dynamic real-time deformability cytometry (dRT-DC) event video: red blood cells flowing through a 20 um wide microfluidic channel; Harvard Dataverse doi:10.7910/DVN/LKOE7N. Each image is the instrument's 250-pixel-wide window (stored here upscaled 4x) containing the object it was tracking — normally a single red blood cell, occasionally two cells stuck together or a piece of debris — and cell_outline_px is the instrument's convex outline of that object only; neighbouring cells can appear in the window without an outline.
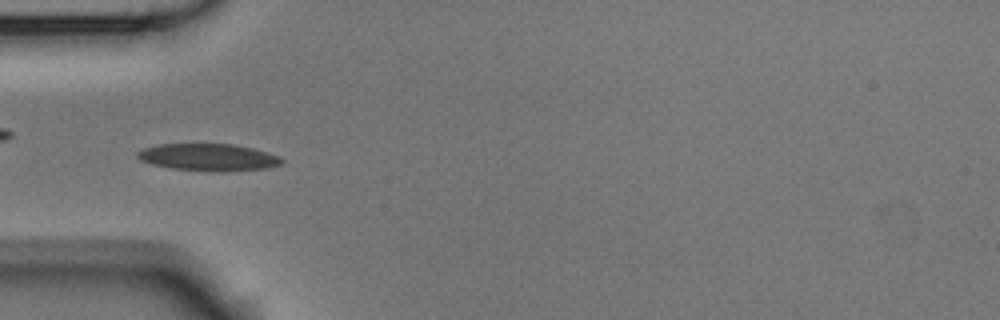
{"species": "Egyptian fruit bat (a non-hibernating species)", "species_latin": "Rousettus aegyptiacus", "temperature_condition": "room temperature", "stored_images_in_passage": 4, "camera_frame_rate_fps": 3000, "um_per_image_px": 0.085, "animal": {"sex": "male"}, "frame": {"image": 1, "passage_image": 4, "time_ms": 1.0, "image_size_px": [1000, 320], "cell_outline_px": [[284, 164], [264, 168], [220, 172], [208, 172], [172, 168], [152, 164], [140, 160], [136, 156], [136, 152], [144, 148], [160, 144], [232, 144], [252, 148], [280, 156], [284, 160]], "centroid_in_image_um": [17.72, 13.37], "position_along_channel_um": 67.3, "area_um2": 22.89}}